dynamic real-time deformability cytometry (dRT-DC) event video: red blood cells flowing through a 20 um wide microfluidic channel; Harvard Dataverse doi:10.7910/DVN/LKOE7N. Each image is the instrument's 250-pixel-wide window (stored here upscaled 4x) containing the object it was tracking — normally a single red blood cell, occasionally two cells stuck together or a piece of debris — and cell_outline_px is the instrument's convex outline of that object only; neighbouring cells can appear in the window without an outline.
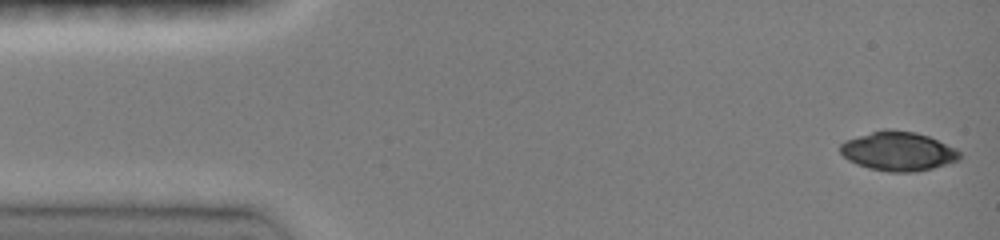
{"species": "common noctule bat (a hibernating species)", "species_latin": "Nyctalus noctula", "temperature_condition": "room temperature", "stored_images_in_passage": 50, "camera_frame_rate_fps": 3000, "um_per_image_px": 0.085, "animal": {"sex": "female", "body_mass_g": 19.0, "forearm_length_mm": 51.5}, "frame": {"image": 1, "passage_image": 1, "time_ms": 0.0, "image_size_px": [1000, 240], "cell_outline_px": [[960, 160], [932, 168], [912, 172], [888, 172], [868, 168], [856, 164], [848, 160], [840, 152], [840, 144], [844, 140], [884, 128], [888, 128], [916, 132], [928, 136], [956, 148], [960, 152]], "centroid_in_image_um": [76.32, 12.85], "position_along_channel_um": 8.7, "area_um2": 27.4}}
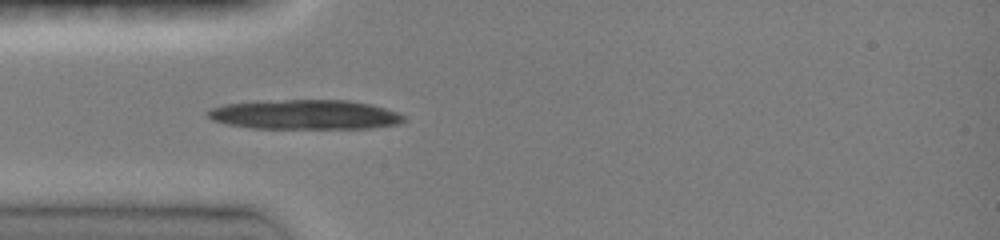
{"frame": {"image": 2, "passage_image": 17, "time_ms": 4.0, "image_size_px": [1000, 240], "cell_outline_px": [[408, 120], [400, 124], [372, 128], [252, 128], [228, 124], [212, 120], [204, 112], [208, 108], [224, 104], [252, 100], [348, 100], [372, 104], [400, 112]], "centroid_in_image_um": [25.92, 9.73], "position_along_channel_um": 59.1, "area_um2": 34.51}}
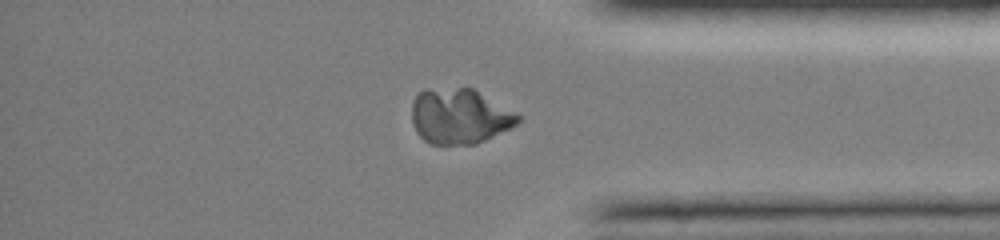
{"frame": {"image": 3, "passage_image": 42, "time_ms": 12.333, "image_size_px": [1000, 240], "cell_outline_px": [[520, 120], [516, 124], [476, 144], [444, 148], [428, 144], [416, 132], [412, 124], [412, 100], [424, 88], [472, 88], [520, 116]], "centroid_in_image_um": [38.97, 9.93], "position_along_channel_um": 396.2, "area_um2": 34.51}}